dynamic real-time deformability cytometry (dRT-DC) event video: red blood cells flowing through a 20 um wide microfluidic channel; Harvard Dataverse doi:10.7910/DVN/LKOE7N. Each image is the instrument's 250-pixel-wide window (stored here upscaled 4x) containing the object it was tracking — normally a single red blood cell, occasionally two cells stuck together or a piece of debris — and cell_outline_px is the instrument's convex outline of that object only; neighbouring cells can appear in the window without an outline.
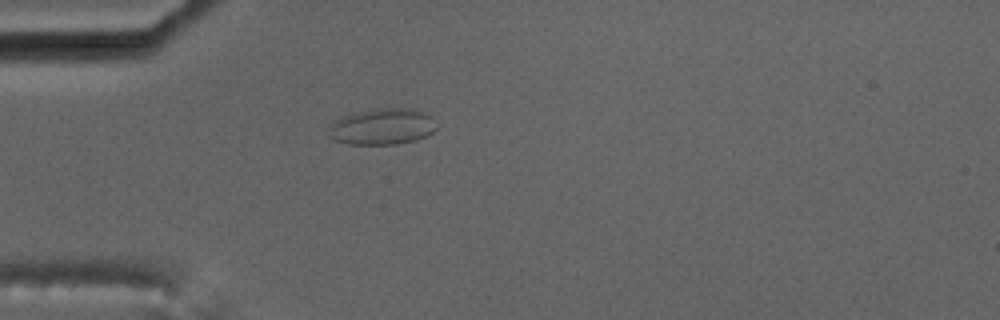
{"species": "common noctule bat (a hibernating species)", "species_latin": "Nyctalus noctula", "temperature_condition": "cold", "stored_images_in_passage": 6, "camera_frame_rate_fps": 3000, "um_per_image_px": 0.085, "animal": {"sex": "male", "body_mass_g": 17.5, "forearm_length_mm": 52.3}, "frame": {"image": 1, "passage_image": 4, "time_ms": 5.333, "image_size_px": [1000, 320], "cell_outline_px": [[436, 128], [432, 132], [416, 140], [396, 144], [348, 144], [332, 140], [328, 136], [328, 124], [344, 116], [356, 112], [372, 108], [412, 108], [424, 112], [432, 116]], "centroid_in_image_um": [32.45, 10.75], "position_along_channel_um": 52.6, "area_um2": 23.0}}